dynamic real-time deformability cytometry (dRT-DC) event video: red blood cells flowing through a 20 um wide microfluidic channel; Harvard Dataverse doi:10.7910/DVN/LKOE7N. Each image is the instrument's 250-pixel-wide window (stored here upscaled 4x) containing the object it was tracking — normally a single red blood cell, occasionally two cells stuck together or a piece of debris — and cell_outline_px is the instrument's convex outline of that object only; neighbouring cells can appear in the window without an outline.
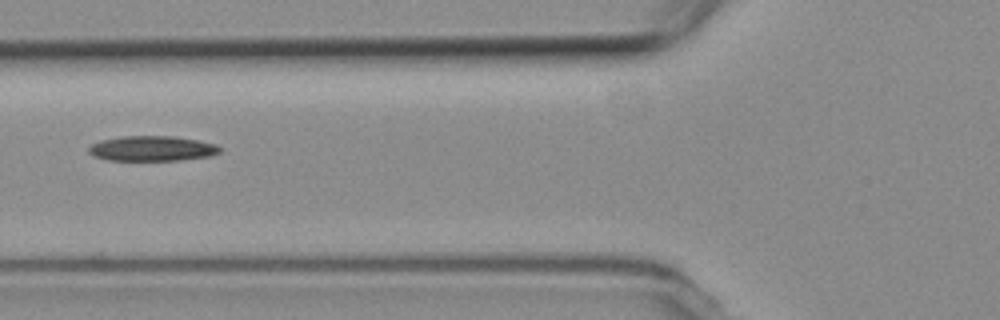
{"species": "common noctule bat (a hibernating species)", "species_latin": "Nyctalus noctula", "temperature_condition": "room temperature", "stored_images_in_passage": 15, "segment_of_instrument_passage": [1, 2], "camera_frame_rate_fps": 3000, "um_per_image_px": 0.085, "animal": {"sex": "female", "body_mass_g": 19.3, "forearm_length_mm": 54.1}, "frame": {"image": 1, "passage_image": 5, "time_ms": 6.0, "image_size_px": [1000, 320], "cell_outline_px": [[220, 152], [212, 156], [180, 160], [108, 160], [92, 156], [88, 152], [88, 148], [92, 144], [100, 140], [120, 136], [172, 136], [196, 140], [216, 144], [220, 148]], "centroid_in_image_um": [12.9, 12.62], "position_along_channel_um": 112.9, "area_um2": 19.25}}
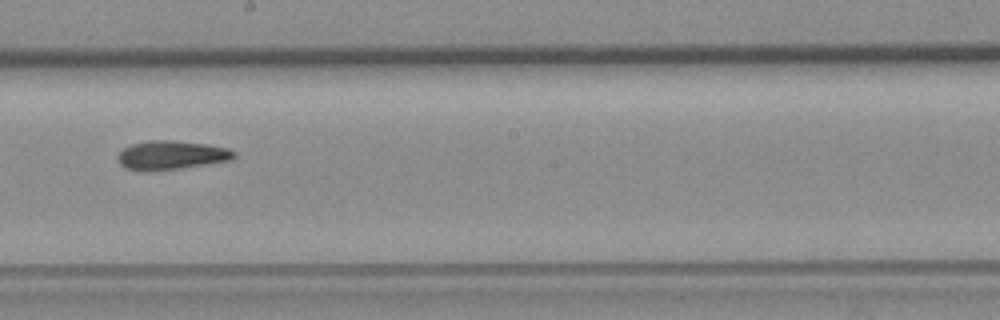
{"frame": {"image": 2, "passage_image": 8, "time_ms": 9.333, "image_size_px": [1000, 320], "cell_outline_px": [[236, 156], [232, 160], [176, 168], [124, 168], [116, 160], [116, 156], [124, 148], [132, 144], [148, 140], [172, 140], [204, 144], [228, 148], [236, 152]], "centroid_in_image_um": [14.59, 13.14], "position_along_channel_um": 233.6, "area_um2": 18.79}}
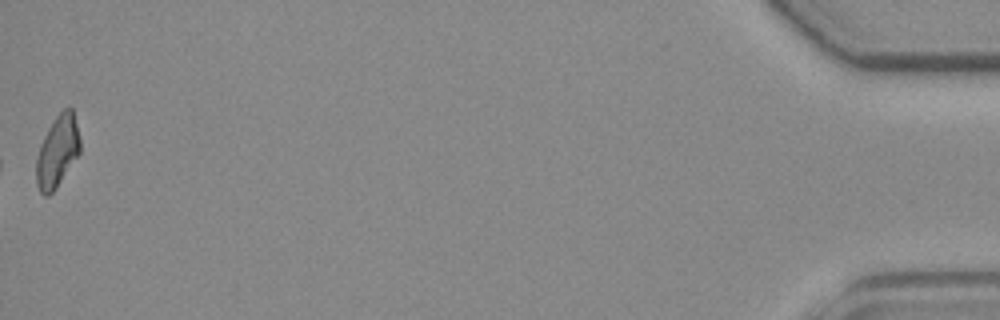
{"frame": {"image": 3, "passage_image": 14, "time_ms": 17.667, "image_size_px": [1000, 320], "cell_outline_px": [[80, 152], [56, 188], [48, 196], [44, 196], [40, 192], [36, 184], [36, 160], [40, 144], [48, 128], [56, 116], [64, 108], [72, 108], [80, 140]], "centroid_in_image_um": [4.86, 12.89], "position_along_channel_um": 430.3, "area_um2": 18.09}}